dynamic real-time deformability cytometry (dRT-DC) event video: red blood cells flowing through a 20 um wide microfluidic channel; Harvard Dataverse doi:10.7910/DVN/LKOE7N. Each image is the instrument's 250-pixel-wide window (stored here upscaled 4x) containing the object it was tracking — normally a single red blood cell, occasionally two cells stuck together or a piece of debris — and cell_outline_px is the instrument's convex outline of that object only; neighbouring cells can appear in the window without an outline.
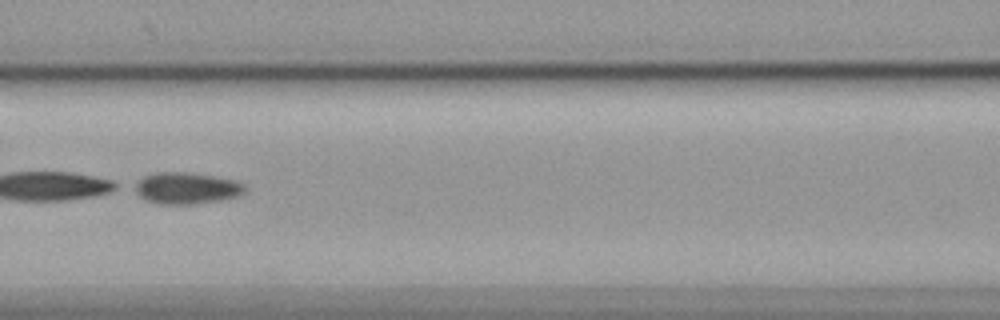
{"species": "common noctule bat (a hibernating species)", "species_latin": "Nyctalus noctula", "temperature_condition": "cold", "stored_images_in_passage": 34, "camera_frame_rate_fps": 3000, "um_per_image_px": 0.085, "animal": {"sex": "female", "body_mass_g": 19.9}, "frame": {"image": 1, "passage_image": 10, "time_ms": 3.0, "image_size_px": [1000, 320], "cell_outline_px": [[244, 192], [240, 196], [220, 200], [192, 204], [160, 204], [144, 200], [128, 188], [132, 184], [144, 176], [156, 172], [184, 172], [212, 176], [236, 180], [244, 184]], "centroid_in_image_um": [15.76, 16.0], "position_along_channel_um": 150.8, "area_um2": 20.58}, "authors_computed_cell_mechanics": {"area_um2": 20.0277, "velocity_mm_per_s": 3.5628, "shape_relaxation_time_tau1_ms": 1.7491, "shape_relaxation_time_tau2_ms": 7.216, "deformation_change_tau1": 0.3018, "deformation_change_tau2": 0.1613}}